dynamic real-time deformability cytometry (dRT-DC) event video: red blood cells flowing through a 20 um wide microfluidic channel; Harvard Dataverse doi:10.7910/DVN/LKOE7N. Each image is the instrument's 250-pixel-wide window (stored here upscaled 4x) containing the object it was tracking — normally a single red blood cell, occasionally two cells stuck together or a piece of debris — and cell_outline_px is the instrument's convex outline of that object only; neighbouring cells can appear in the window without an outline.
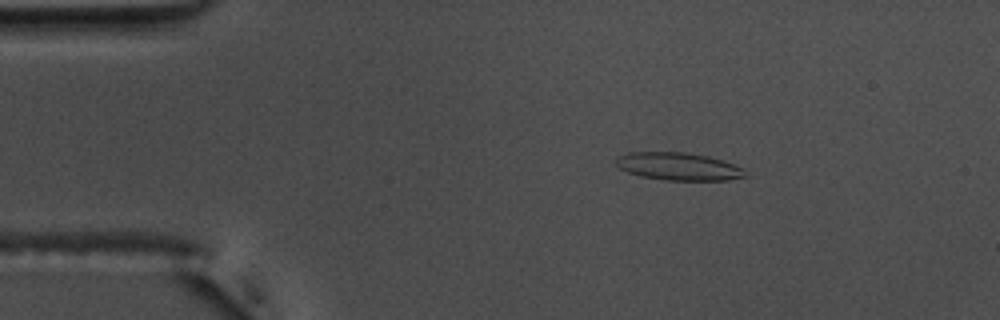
{"species": "common noctule bat (a hibernating species)", "species_latin": "Nyctalus noctula", "temperature_condition": "warm", "stored_images_in_passage": 55, "camera_frame_rate_fps": 3000, "um_per_image_px": 0.085, "animal": {"sex": "male", "body_mass_g": 17.5, "forearm_length_mm": 52.3}, "frame": {"image": 1, "passage_image": 9, "time_ms": 2.667, "image_size_px": [1000, 320], "cell_outline_px": [[748, 176], [728, 180], [664, 180], [640, 176], [628, 172], [620, 168], [616, 164], [616, 160], [620, 156], [628, 152], [684, 152], [708, 156], [724, 160], [744, 168]], "centroid_in_image_um": [57.72, 14.15], "position_along_channel_um": 27.3, "area_um2": 20.92}}
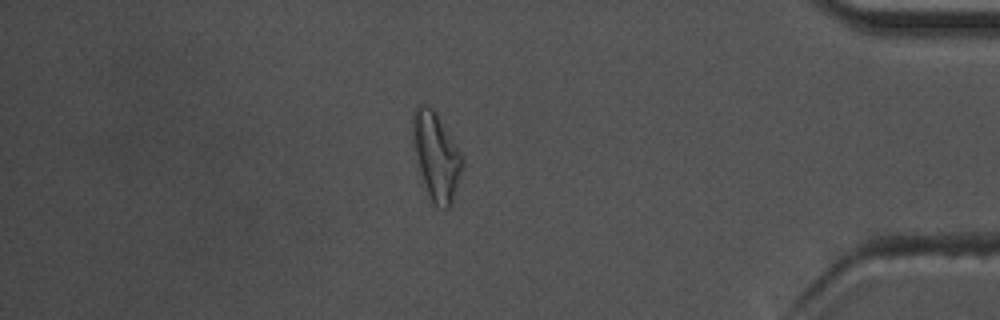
{"frame": {"image": 2, "passage_image": 47, "time_ms": 15.333, "image_size_px": [1000, 320], "cell_outline_px": [[464, 168], [452, 200], [448, 208], [444, 208], [436, 204], [432, 200], [428, 192], [420, 168], [412, 140], [412, 112], [420, 104], [424, 104], [432, 108], [436, 112], [464, 156]], "centroid_in_image_um": [37.11, 13.2], "position_along_channel_um": 398.1, "area_um2": 24.91}}
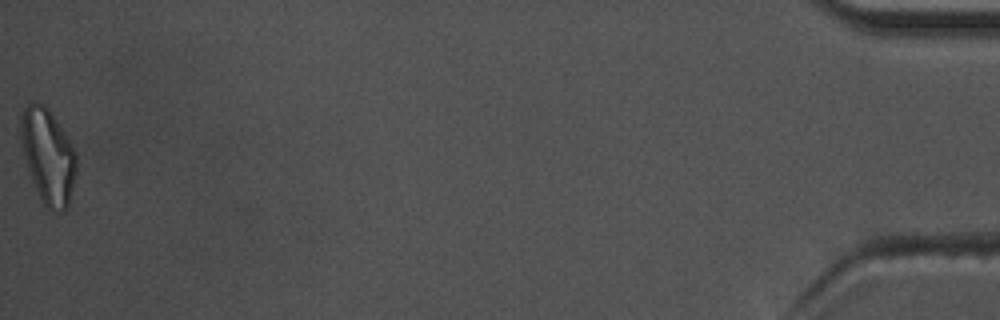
{"frame": {"image": 3, "passage_image": 55, "time_ms": 18.0, "image_size_px": [1000, 320], "cell_outline_px": [[76, 172], [68, 204], [64, 212], [60, 212], [48, 208], [44, 204], [32, 180], [24, 156], [20, 140], [20, 116], [24, 108], [28, 104], [44, 104], [48, 108], [72, 144], [76, 152]], "centroid_in_image_um": [4.08, 13.26], "position_along_channel_um": 431.1, "area_um2": 30.29}, "authors_computed_cell_mechanics": {"area_um2": 20.6346, "velocity_mm_per_s": 3.6905, "shape_relaxation_time_tau1_ms": null, "shape_relaxation_time_tau2_ms": 3.7835, "deformation_change_tau1": null, "deformation_change_tau2": 0.1535}}